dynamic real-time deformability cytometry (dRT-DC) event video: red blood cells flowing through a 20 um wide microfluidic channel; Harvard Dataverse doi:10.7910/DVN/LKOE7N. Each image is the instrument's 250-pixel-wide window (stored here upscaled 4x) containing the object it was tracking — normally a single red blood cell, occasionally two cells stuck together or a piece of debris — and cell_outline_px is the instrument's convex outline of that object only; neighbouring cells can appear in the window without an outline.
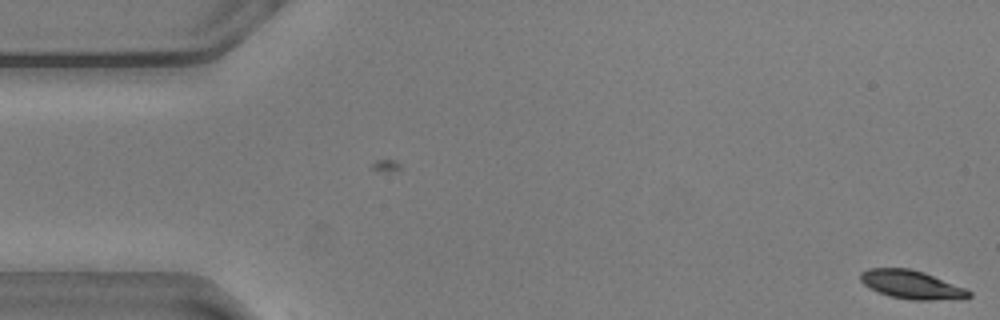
{"species": "common noctule bat (a hibernating species)", "species_latin": "Nyctalus noctula", "temperature_condition": "warm", "stored_images_in_passage": 2, "camera_frame_rate_fps": 3000, "um_per_image_px": 0.085, "animal": {"sex": "male", "body_mass_g": 20.5, "forearm_length_mm": 52.5}, "frame": {"image": 1, "passage_image": 2, "time_ms": 0.333, "image_size_px": [1000, 320], "cell_outline_px": [[972, 296], [932, 300], [912, 300], [888, 296], [868, 288], [860, 280], [860, 272], [868, 268], [908, 268], [924, 272], [964, 288], [972, 292]], "centroid_in_image_um": [77.4, 24.18], "position_along_channel_um": 7.6, "area_um2": 17.8}}